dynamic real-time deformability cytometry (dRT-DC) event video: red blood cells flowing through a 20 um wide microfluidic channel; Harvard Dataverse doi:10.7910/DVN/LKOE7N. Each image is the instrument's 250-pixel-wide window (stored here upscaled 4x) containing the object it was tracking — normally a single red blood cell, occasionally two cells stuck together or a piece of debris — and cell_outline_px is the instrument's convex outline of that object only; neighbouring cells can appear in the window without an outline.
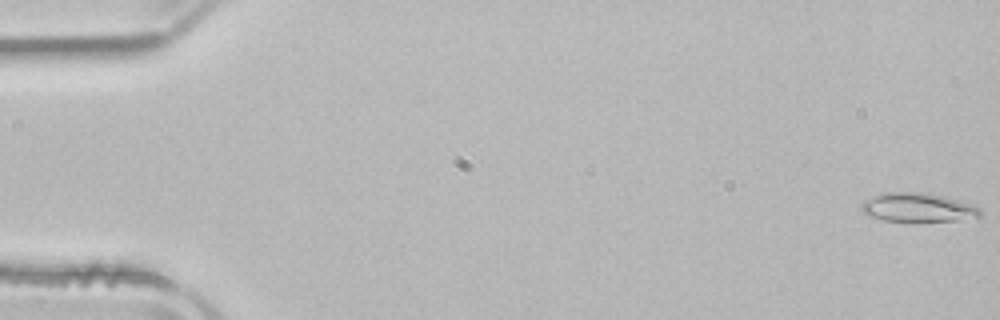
{"species": "common noctule bat (a hibernating species)", "species_latin": "Nyctalus noctula", "temperature_condition": "room temperature", "stored_images_in_passage": 53, "camera_frame_rate_fps": 3000, "um_per_image_px": 0.085, "animal": {"sex": "male", "body_mass_g": 21.5, "forearm_length_mm": 52.0}, "frame": {"image": 1, "passage_image": 1, "time_ms": 0.0, "image_size_px": [1000, 320], "cell_outline_px": [[984, 216], [952, 220], [916, 224], [884, 220], [868, 216], [860, 208], [864, 200], [872, 196], [888, 192], [920, 192], [940, 196], [956, 200], [980, 208]], "centroid_in_image_um": [77.97, 17.68], "position_along_channel_um": 7.0, "area_um2": 20.35}}
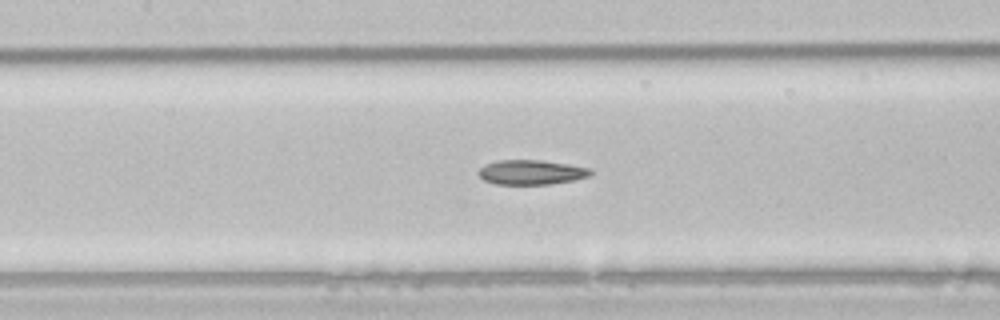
{"frame": {"image": 2, "passage_image": 24, "time_ms": 7.667, "image_size_px": [1000, 320], "cell_outline_px": [[592, 172], [588, 176], [572, 180], [548, 184], [496, 184], [484, 180], [476, 172], [484, 164], [496, 160], [540, 160], [568, 164], [592, 168]], "centroid_in_image_um": [45.12, 14.63], "position_along_channel_um": 162.3, "area_um2": 16.07}}
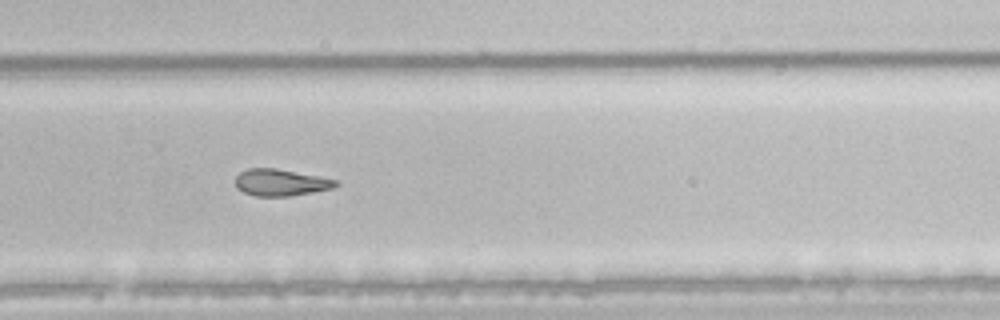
{"frame": {"image": 3, "passage_image": 35, "time_ms": 11.333, "image_size_px": [1000, 320], "cell_outline_px": [[340, 184], [332, 188], [312, 192], [288, 196], [256, 196], [244, 192], [236, 188], [236, 176], [240, 172], [248, 168], [276, 168], [320, 176], [336, 180]], "centroid_in_image_um": [23.85, 15.5], "position_along_channel_um": 305.9, "area_um2": 15.61}, "authors_computed_cell_mechanics": {"area_um2": 17.9758, "velocity_mm_per_s": 3.942, "shape_relaxation_time_tau1_ms": null, "shape_relaxation_time_tau2_ms": 10.014, "deformation_change_tau1": null, "deformation_change_tau2": 0.1805}}